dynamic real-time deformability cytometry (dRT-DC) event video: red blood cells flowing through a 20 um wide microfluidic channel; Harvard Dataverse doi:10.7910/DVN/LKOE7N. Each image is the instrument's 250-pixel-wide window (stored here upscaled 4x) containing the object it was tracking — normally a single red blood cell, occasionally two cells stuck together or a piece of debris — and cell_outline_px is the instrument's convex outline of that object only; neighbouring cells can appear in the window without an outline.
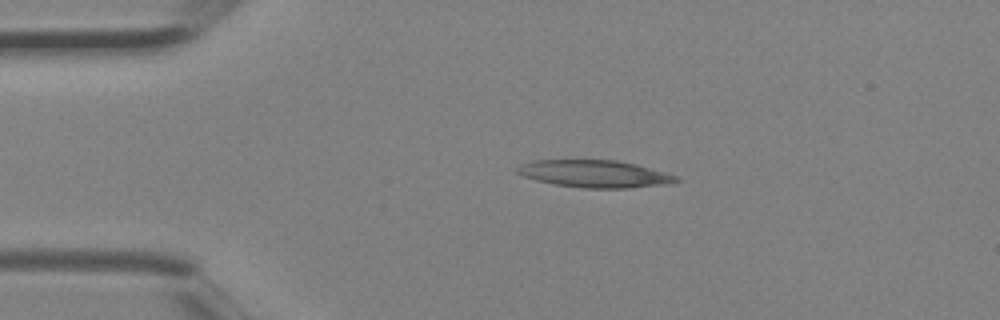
{"species": "Egyptian fruit bat (a non-hibernating species)", "species_latin": "Rousettus aegyptiacus", "temperature_condition": "room temperature", "stored_images_in_passage": 4, "camera_frame_rate_fps": 3000, "um_per_image_px": 0.085, "animal": {"sex": "female"}, "frame": {"image": 1, "passage_image": 3, "time_ms": 0.667, "image_size_px": [1000, 320], "cell_outline_px": [[680, 180], [660, 184], [628, 188], [584, 188], [556, 184], [536, 180], [524, 176], [516, 172], [516, 168], [520, 164], [532, 160], [616, 160], [636, 164], [680, 176]], "centroid_in_image_um": [50.52, 14.76], "position_along_channel_um": 34.5, "area_um2": 25.09}}